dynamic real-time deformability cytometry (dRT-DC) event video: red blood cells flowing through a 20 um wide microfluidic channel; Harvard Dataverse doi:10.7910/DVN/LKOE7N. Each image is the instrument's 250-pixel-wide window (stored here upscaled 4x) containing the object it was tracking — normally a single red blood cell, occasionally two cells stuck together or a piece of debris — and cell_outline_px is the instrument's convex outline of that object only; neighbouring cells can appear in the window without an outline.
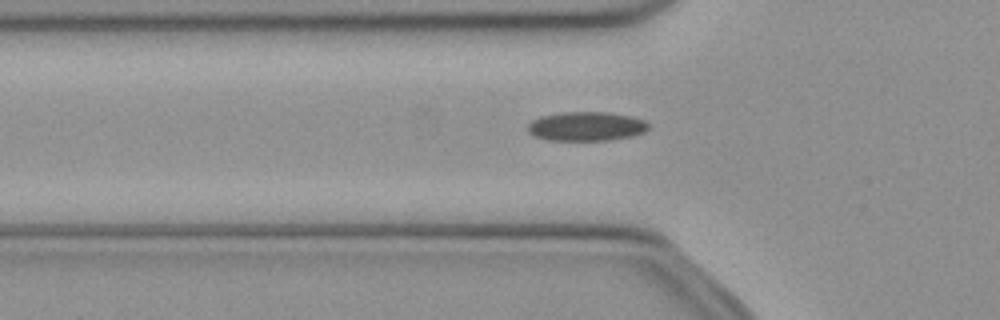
{"species": "common noctule bat (a hibernating species)", "species_latin": "Nyctalus noctula", "temperature_condition": "cold", "stored_images_in_passage": 37, "camera_frame_rate_fps": 3000, "um_per_image_px": 0.085, "animal": {"sex": "female", "body_mass_g": 21.9}, "frame": {"image": 1, "passage_image": 3, "time_ms": 0.667, "image_size_px": [1000, 320], "cell_outline_px": [[648, 128], [644, 132], [632, 136], [608, 140], [548, 140], [536, 136], [528, 132], [528, 124], [532, 120], [540, 116], [560, 112], [608, 112], [632, 116], [644, 120], [648, 124]], "centroid_in_image_um": [49.83, 10.73], "position_along_channel_um": 76.0, "area_um2": 20.52}}
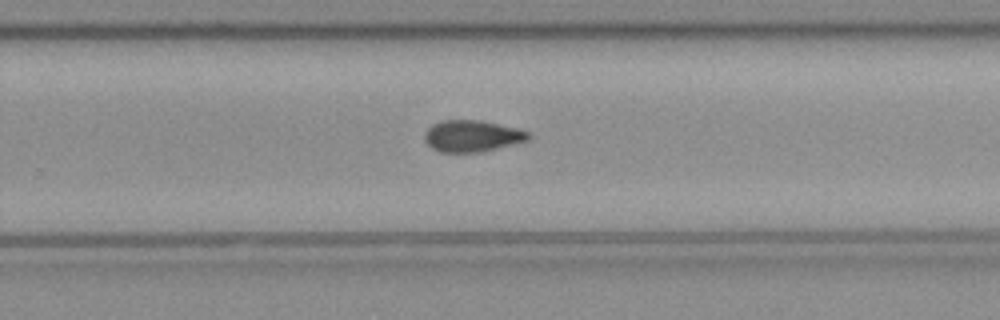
{"frame": {"image": 2, "passage_image": 19, "time_ms": 6.0, "image_size_px": [1000, 320], "cell_outline_px": [[532, 136], [528, 140], [480, 152], [440, 152], [432, 148], [424, 140], [424, 132], [432, 124], [440, 120], [480, 120], [516, 128], [528, 132]], "centroid_in_image_um": [40.09, 11.55], "position_along_channel_um": 289.7, "area_um2": 19.02}}
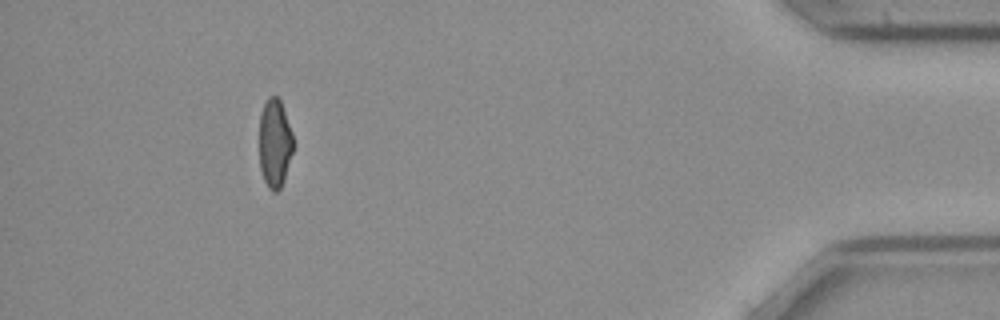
{"frame": {"image": 3, "passage_image": 33, "time_ms": 10.667, "image_size_px": [1000, 320], "cell_outline_px": [[292, 152], [284, 180], [280, 188], [276, 192], [272, 192], [268, 188], [264, 180], [260, 168], [260, 112], [268, 96], [276, 96], [280, 100], [292, 132]], "centroid_in_image_um": [23.34, 12.18], "position_along_channel_um": 411.9, "area_um2": 17.34}, "authors_computed_cell_mechanics": {"area_um2": 19.1896, "velocity_mm_per_s": 3.9849, "shape_relaxation_time_tau1_ms": null, "shape_relaxation_time_tau2_ms": 7.5756, "deformation_change_tau1": null, "deformation_change_tau2": 0.1419}}